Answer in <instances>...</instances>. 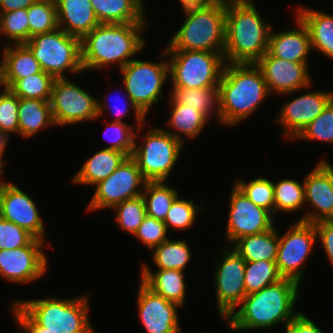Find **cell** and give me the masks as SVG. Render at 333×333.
<instances>
[{
  "label": "cell",
  "instance_id": "8d00e7d4",
  "mask_svg": "<svg viewBox=\"0 0 333 333\" xmlns=\"http://www.w3.org/2000/svg\"><path fill=\"white\" fill-rule=\"evenodd\" d=\"M276 261H254L245 263L244 284L246 295L281 280Z\"/></svg>",
  "mask_w": 333,
  "mask_h": 333
},
{
  "label": "cell",
  "instance_id": "4fadbf2b",
  "mask_svg": "<svg viewBox=\"0 0 333 333\" xmlns=\"http://www.w3.org/2000/svg\"><path fill=\"white\" fill-rule=\"evenodd\" d=\"M145 183L146 180L143 178L137 162L132 156H128L114 172L95 185L96 189L87 211L112 209L127 199L141 196L143 189L139 190V187L145 186Z\"/></svg>",
  "mask_w": 333,
  "mask_h": 333
},
{
  "label": "cell",
  "instance_id": "cb8c5ba5",
  "mask_svg": "<svg viewBox=\"0 0 333 333\" xmlns=\"http://www.w3.org/2000/svg\"><path fill=\"white\" fill-rule=\"evenodd\" d=\"M141 281L154 293L163 296L167 301L182 307L185 303L186 284L184 272L175 269H158L152 272L145 263L141 267Z\"/></svg>",
  "mask_w": 333,
  "mask_h": 333
},
{
  "label": "cell",
  "instance_id": "5bb4252c",
  "mask_svg": "<svg viewBox=\"0 0 333 333\" xmlns=\"http://www.w3.org/2000/svg\"><path fill=\"white\" fill-rule=\"evenodd\" d=\"M221 262L216 264L214 284L217 309L227 319L246 295L244 273L246 261L231 247L223 250Z\"/></svg>",
  "mask_w": 333,
  "mask_h": 333
},
{
  "label": "cell",
  "instance_id": "30bf717a",
  "mask_svg": "<svg viewBox=\"0 0 333 333\" xmlns=\"http://www.w3.org/2000/svg\"><path fill=\"white\" fill-rule=\"evenodd\" d=\"M161 62H149L132 59L120 69L123 76L125 95L128 94L138 108L147 115L162 96V89L169 79V63L164 49Z\"/></svg>",
  "mask_w": 333,
  "mask_h": 333
},
{
  "label": "cell",
  "instance_id": "1f68e13d",
  "mask_svg": "<svg viewBox=\"0 0 333 333\" xmlns=\"http://www.w3.org/2000/svg\"><path fill=\"white\" fill-rule=\"evenodd\" d=\"M170 92V103H181L185 106L196 108L207 119H209L211 115H214V112H216L215 114L217 115L219 122L218 86L195 89L172 88Z\"/></svg>",
  "mask_w": 333,
  "mask_h": 333
},
{
  "label": "cell",
  "instance_id": "836d02e7",
  "mask_svg": "<svg viewBox=\"0 0 333 333\" xmlns=\"http://www.w3.org/2000/svg\"><path fill=\"white\" fill-rule=\"evenodd\" d=\"M191 255V249L186 240L168 239L153 249L152 261L157 269L185 271Z\"/></svg>",
  "mask_w": 333,
  "mask_h": 333
},
{
  "label": "cell",
  "instance_id": "74e56055",
  "mask_svg": "<svg viewBox=\"0 0 333 333\" xmlns=\"http://www.w3.org/2000/svg\"><path fill=\"white\" fill-rule=\"evenodd\" d=\"M55 78L44 71L18 79L9 89L19 98L49 101Z\"/></svg>",
  "mask_w": 333,
  "mask_h": 333
},
{
  "label": "cell",
  "instance_id": "ab89813d",
  "mask_svg": "<svg viewBox=\"0 0 333 333\" xmlns=\"http://www.w3.org/2000/svg\"><path fill=\"white\" fill-rule=\"evenodd\" d=\"M116 211L115 221L122 230L134 236L144 218L147 216L143 196L127 199L113 207Z\"/></svg>",
  "mask_w": 333,
  "mask_h": 333
},
{
  "label": "cell",
  "instance_id": "f6af8a7d",
  "mask_svg": "<svg viewBox=\"0 0 333 333\" xmlns=\"http://www.w3.org/2000/svg\"><path fill=\"white\" fill-rule=\"evenodd\" d=\"M19 97L6 88L0 93V130L9 137L18 135Z\"/></svg>",
  "mask_w": 333,
  "mask_h": 333
},
{
  "label": "cell",
  "instance_id": "ffe728a7",
  "mask_svg": "<svg viewBox=\"0 0 333 333\" xmlns=\"http://www.w3.org/2000/svg\"><path fill=\"white\" fill-rule=\"evenodd\" d=\"M139 319L147 333H180V306L154 293L142 281L137 291Z\"/></svg>",
  "mask_w": 333,
  "mask_h": 333
},
{
  "label": "cell",
  "instance_id": "83f0119b",
  "mask_svg": "<svg viewBox=\"0 0 333 333\" xmlns=\"http://www.w3.org/2000/svg\"><path fill=\"white\" fill-rule=\"evenodd\" d=\"M55 125L49 101L34 98H19L18 135L29 138L42 128Z\"/></svg>",
  "mask_w": 333,
  "mask_h": 333
},
{
  "label": "cell",
  "instance_id": "7402d4cb",
  "mask_svg": "<svg viewBox=\"0 0 333 333\" xmlns=\"http://www.w3.org/2000/svg\"><path fill=\"white\" fill-rule=\"evenodd\" d=\"M298 29L284 30L275 33L270 31L267 52L277 58L296 63H308L307 56L310 54L311 41L308 30L303 22L296 17Z\"/></svg>",
  "mask_w": 333,
  "mask_h": 333
},
{
  "label": "cell",
  "instance_id": "681fc988",
  "mask_svg": "<svg viewBox=\"0 0 333 333\" xmlns=\"http://www.w3.org/2000/svg\"><path fill=\"white\" fill-rule=\"evenodd\" d=\"M12 313L16 325L26 333H50L46 328L39 326L15 301H12Z\"/></svg>",
  "mask_w": 333,
  "mask_h": 333
},
{
  "label": "cell",
  "instance_id": "4316f807",
  "mask_svg": "<svg viewBox=\"0 0 333 333\" xmlns=\"http://www.w3.org/2000/svg\"><path fill=\"white\" fill-rule=\"evenodd\" d=\"M127 156L120 151L100 149L89 157L79 171L73 175L72 182L95 186L107 178L125 160Z\"/></svg>",
  "mask_w": 333,
  "mask_h": 333
},
{
  "label": "cell",
  "instance_id": "816d5d0a",
  "mask_svg": "<svg viewBox=\"0 0 333 333\" xmlns=\"http://www.w3.org/2000/svg\"><path fill=\"white\" fill-rule=\"evenodd\" d=\"M285 333H324L305 313L300 312L286 326Z\"/></svg>",
  "mask_w": 333,
  "mask_h": 333
},
{
  "label": "cell",
  "instance_id": "f1b7e54d",
  "mask_svg": "<svg viewBox=\"0 0 333 333\" xmlns=\"http://www.w3.org/2000/svg\"><path fill=\"white\" fill-rule=\"evenodd\" d=\"M4 62V80L9 89L18 79L42 71L39 61L25 44H8L2 57Z\"/></svg>",
  "mask_w": 333,
  "mask_h": 333
},
{
  "label": "cell",
  "instance_id": "8992f818",
  "mask_svg": "<svg viewBox=\"0 0 333 333\" xmlns=\"http://www.w3.org/2000/svg\"><path fill=\"white\" fill-rule=\"evenodd\" d=\"M88 296L73 299L47 297L15 302L50 333H96L89 321Z\"/></svg>",
  "mask_w": 333,
  "mask_h": 333
},
{
  "label": "cell",
  "instance_id": "5b68a950",
  "mask_svg": "<svg viewBox=\"0 0 333 333\" xmlns=\"http://www.w3.org/2000/svg\"><path fill=\"white\" fill-rule=\"evenodd\" d=\"M184 23L165 50L223 52L226 39V0L182 5Z\"/></svg>",
  "mask_w": 333,
  "mask_h": 333
},
{
  "label": "cell",
  "instance_id": "d6986e66",
  "mask_svg": "<svg viewBox=\"0 0 333 333\" xmlns=\"http://www.w3.org/2000/svg\"><path fill=\"white\" fill-rule=\"evenodd\" d=\"M255 64L262 71L271 94L290 95L312 84L308 63L291 62L266 52Z\"/></svg>",
  "mask_w": 333,
  "mask_h": 333
},
{
  "label": "cell",
  "instance_id": "680465c9",
  "mask_svg": "<svg viewBox=\"0 0 333 333\" xmlns=\"http://www.w3.org/2000/svg\"><path fill=\"white\" fill-rule=\"evenodd\" d=\"M330 224H332L333 225V214H332V216L327 220Z\"/></svg>",
  "mask_w": 333,
  "mask_h": 333
},
{
  "label": "cell",
  "instance_id": "db71d44e",
  "mask_svg": "<svg viewBox=\"0 0 333 333\" xmlns=\"http://www.w3.org/2000/svg\"><path fill=\"white\" fill-rule=\"evenodd\" d=\"M9 140H10V137L6 133H4L0 130V160L3 163H5L4 162L5 160H3L4 150H5L6 145L8 144Z\"/></svg>",
  "mask_w": 333,
  "mask_h": 333
},
{
  "label": "cell",
  "instance_id": "f35d334b",
  "mask_svg": "<svg viewBox=\"0 0 333 333\" xmlns=\"http://www.w3.org/2000/svg\"><path fill=\"white\" fill-rule=\"evenodd\" d=\"M234 185L245 194L255 205L268 210L275 216L274 185L267 177H259L249 180L237 179Z\"/></svg>",
  "mask_w": 333,
  "mask_h": 333
},
{
  "label": "cell",
  "instance_id": "4dcf8cb0",
  "mask_svg": "<svg viewBox=\"0 0 333 333\" xmlns=\"http://www.w3.org/2000/svg\"><path fill=\"white\" fill-rule=\"evenodd\" d=\"M170 105L172 109L167 125L173 130H164L182 143H184L182 137L192 139L200 135L208 119L196 108L181 103H170Z\"/></svg>",
  "mask_w": 333,
  "mask_h": 333
},
{
  "label": "cell",
  "instance_id": "484cf974",
  "mask_svg": "<svg viewBox=\"0 0 333 333\" xmlns=\"http://www.w3.org/2000/svg\"><path fill=\"white\" fill-rule=\"evenodd\" d=\"M100 24L147 23L143 0H90Z\"/></svg>",
  "mask_w": 333,
  "mask_h": 333
},
{
  "label": "cell",
  "instance_id": "ac0fdd59",
  "mask_svg": "<svg viewBox=\"0 0 333 333\" xmlns=\"http://www.w3.org/2000/svg\"><path fill=\"white\" fill-rule=\"evenodd\" d=\"M333 99L331 91H309L281 105L274 123L284 128L283 137L294 140ZM290 101V102H289Z\"/></svg>",
  "mask_w": 333,
  "mask_h": 333
},
{
  "label": "cell",
  "instance_id": "e575fe53",
  "mask_svg": "<svg viewBox=\"0 0 333 333\" xmlns=\"http://www.w3.org/2000/svg\"><path fill=\"white\" fill-rule=\"evenodd\" d=\"M29 40L32 36L56 30L58 27L55 0H36L27 8Z\"/></svg>",
  "mask_w": 333,
  "mask_h": 333
},
{
  "label": "cell",
  "instance_id": "d6a6232c",
  "mask_svg": "<svg viewBox=\"0 0 333 333\" xmlns=\"http://www.w3.org/2000/svg\"><path fill=\"white\" fill-rule=\"evenodd\" d=\"M142 188L147 215L164 221L173 201L179 196L177 189L167 186L165 181H146Z\"/></svg>",
  "mask_w": 333,
  "mask_h": 333
},
{
  "label": "cell",
  "instance_id": "8fae6325",
  "mask_svg": "<svg viewBox=\"0 0 333 333\" xmlns=\"http://www.w3.org/2000/svg\"><path fill=\"white\" fill-rule=\"evenodd\" d=\"M98 99L68 78H55L49 100L55 126L98 118Z\"/></svg>",
  "mask_w": 333,
  "mask_h": 333
},
{
  "label": "cell",
  "instance_id": "d590c367",
  "mask_svg": "<svg viewBox=\"0 0 333 333\" xmlns=\"http://www.w3.org/2000/svg\"><path fill=\"white\" fill-rule=\"evenodd\" d=\"M275 214L277 210L283 212H295L305 207L304 183L294 179H282L274 183Z\"/></svg>",
  "mask_w": 333,
  "mask_h": 333
},
{
  "label": "cell",
  "instance_id": "7bdbcfd3",
  "mask_svg": "<svg viewBox=\"0 0 333 333\" xmlns=\"http://www.w3.org/2000/svg\"><path fill=\"white\" fill-rule=\"evenodd\" d=\"M316 140L333 144V99L294 140Z\"/></svg>",
  "mask_w": 333,
  "mask_h": 333
},
{
  "label": "cell",
  "instance_id": "52a82bcc",
  "mask_svg": "<svg viewBox=\"0 0 333 333\" xmlns=\"http://www.w3.org/2000/svg\"><path fill=\"white\" fill-rule=\"evenodd\" d=\"M25 45L39 61L42 71L54 78H69L67 73H82L81 39L67 34L61 28L37 34Z\"/></svg>",
  "mask_w": 333,
  "mask_h": 333
},
{
  "label": "cell",
  "instance_id": "277c9868",
  "mask_svg": "<svg viewBox=\"0 0 333 333\" xmlns=\"http://www.w3.org/2000/svg\"><path fill=\"white\" fill-rule=\"evenodd\" d=\"M252 0H226L225 63H256L268 50L272 25Z\"/></svg>",
  "mask_w": 333,
  "mask_h": 333
},
{
  "label": "cell",
  "instance_id": "bcb514c9",
  "mask_svg": "<svg viewBox=\"0 0 333 333\" xmlns=\"http://www.w3.org/2000/svg\"><path fill=\"white\" fill-rule=\"evenodd\" d=\"M167 232V227L163 221L147 215L134 236L151 251L162 242L168 240Z\"/></svg>",
  "mask_w": 333,
  "mask_h": 333
},
{
  "label": "cell",
  "instance_id": "9f6ffc18",
  "mask_svg": "<svg viewBox=\"0 0 333 333\" xmlns=\"http://www.w3.org/2000/svg\"><path fill=\"white\" fill-rule=\"evenodd\" d=\"M209 0H179L181 6L186 4H196V3H203Z\"/></svg>",
  "mask_w": 333,
  "mask_h": 333
},
{
  "label": "cell",
  "instance_id": "c3c4849f",
  "mask_svg": "<svg viewBox=\"0 0 333 333\" xmlns=\"http://www.w3.org/2000/svg\"><path fill=\"white\" fill-rule=\"evenodd\" d=\"M123 99H124L123 103H125V104L121 103L120 106H122V108L119 105H114L113 109H110L113 112L112 114H115V115H113V117L116 116L115 119L112 120V122L125 123L122 119L124 116L128 115L130 108H132V110L134 111V114H135L134 117H135V121H136V124H134V125L137 126L136 127V130H138L137 133H140L145 126L144 123L146 122V119H145L146 115L131 100V98L128 94ZM126 99L128 100L127 103H126ZM117 102H118V100H117ZM97 103H98V118H101V116L103 117V115H102L103 112L106 109H108L107 106L109 107V105H108L109 102H108V100H106L105 102L98 101ZM118 104H120V101Z\"/></svg>",
  "mask_w": 333,
  "mask_h": 333
},
{
  "label": "cell",
  "instance_id": "7dc6e473",
  "mask_svg": "<svg viewBox=\"0 0 333 333\" xmlns=\"http://www.w3.org/2000/svg\"><path fill=\"white\" fill-rule=\"evenodd\" d=\"M34 239L27 230L0 217V250L21 248Z\"/></svg>",
  "mask_w": 333,
  "mask_h": 333
},
{
  "label": "cell",
  "instance_id": "7a4b0ae2",
  "mask_svg": "<svg viewBox=\"0 0 333 333\" xmlns=\"http://www.w3.org/2000/svg\"><path fill=\"white\" fill-rule=\"evenodd\" d=\"M218 90L219 123L229 127L251 117L271 96L255 63H225Z\"/></svg>",
  "mask_w": 333,
  "mask_h": 333
},
{
  "label": "cell",
  "instance_id": "6da1fadb",
  "mask_svg": "<svg viewBox=\"0 0 333 333\" xmlns=\"http://www.w3.org/2000/svg\"><path fill=\"white\" fill-rule=\"evenodd\" d=\"M300 284L282 278L260 291L245 295L239 308L226 319L231 330H267L276 324L285 326L300 312L296 311Z\"/></svg>",
  "mask_w": 333,
  "mask_h": 333
},
{
  "label": "cell",
  "instance_id": "60d3db41",
  "mask_svg": "<svg viewBox=\"0 0 333 333\" xmlns=\"http://www.w3.org/2000/svg\"><path fill=\"white\" fill-rule=\"evenodd\" d=\"M0 34L8 37L9 44H25L29 41L27 9L0 12Z\"/></svg>",
  "mask_w": 333,
  "mask_h": 333
},
{
  "label": "cell",
  "instance_id": "f907efd6",
  "mask_svg": "<svg viewBox=\"0 0 333 333\" xmlns=\"http://www.w3.org/2000/svg\"><path fill=\"white\" fill-rule=\"evenodd\" d=\"M317 239L320 241L328 260L333 266V225L328 221L314 223Z\"/></svg>",
  "mask_w": 333,
  "mask_h": 333
},
{
  "label": "cell",
  "instance_id": "ee69618b",
  "mask_svg": "<svg viewBox=\"0 0 333 333\" xmlns=\"http://www.w3.org/2000/svg\"><path fill=\"white\" fill-rule=\"evenodd\" d=\"M202 208H198L194 205V202L190 199L189 201L186 199H180L178 196L172 203L171 208L167 212L165 220L163 221L169 230V226L171 228L177 230H186L187 228L194 225L198 210Z\"/></svg>",
  "mask_w": 333,
  "mask_h": 333
},
{
  "label": "cell",
  "instance_id": "9c48e42d",
  "mask_svg": "<svg viewBox=\"0 0 333 333\" xmlns=\"http://www.w3.org/2000/svg\"><path fill=\"white\" fill-rule=\"evenodd\" d=\"M144 136L140 144L135 140L132 157L146 181H167L184 143L159 127L149 129Z\"/></svg>",
  "mask_w": 333,
  "mask_h": 333
},
{
  "label": "cell",
  "instance_id": "e0dca14e",
  "mask_svg": "<svg viewBox=\"0 0 333 333\" xmlns=\"http://www.w3.org/2000/svg\"><path fill=\"white\" fill-rule=\"evenodd\" d=\"M36 202L14 183L0 184V217L27 230L35 238L46 241L44 222Z\"/></svg>",
  "mask_w": 333,
  "mask_h": 333
},
{
  "label": "cell",
  "instance_id": "b9f144b4",
  "mask_svg": "<svg viewBox=\"0 0 333 333\" xmlns=\"http://www.w3.org/2000/svg\"><path fill=\"white\" fill-rule=\"evenodd\" d=\"M134 125H128L127 123L112 122L107 123L104 131V137L107 138L110 146H106V149H112L123 152L127 157L132 156L134 151L135 140L139 138ZM107 135V136H106Z\"/></svg>",
  "mask_w": 333,
  "mask_h": 333
},
{
  "label": "cell",
  "instance_id": "6f0895ef",
  "mask_svg": "<svg viewBox=\"0 0 333 333\" xmlns=\"http://www.w3.org/2000/svg\"><path fill=\"white\" fill-rule=\"evenodd\" d=\"M3 170H4V163L0 160V177L3 175ZM2 174V175H1ZM4 180H0V184H2Z\"/></svg>",
  "mask_w": 333,
  "mask_h": 333
},
{
  "label": "cell",
  "instance_id": "9a60e30c",
  "mask_svg": "<svg viewBox=\"0 0 333 333\" xmlns=\"http://www.w3.org/2000/svg\"><path fill=\"white\" fill-rule=\"evenodd\" d=\"M230 193L226 240L232 244L247 235L259 234L274 226V216L265 208L255 205L234 184Z\"/></svg>",
  "mask_w": 333,
  "mask_h": 333
},
{
  "label": "cell",
  "instance_id": "44dd1931",
  "mask_svg": "<svg viewBox=\"0 0 333 333\" xmlns=\"http://www.w3.org/2000/svg\"><path fill=\"white\" fill-rule=\"evenodd\" d=\"M318 162L303 179L305 202L315 211L308 210L300 221L313 224L327 221L333 214V166L326 159Z\"/></svg>",
  "mask_w": 333,
  "mask_h": 333
},
{
  "label": "cell",
  "instance_id": "3957f363",
  "mask_svg": "<svg viewBox=\"0 0 333 333\" xmlns=\"http://www.w3.org/2000/svg\"><path fill=\"white\" fill-rule=\"evenodd\" d=\"M146 23L99 24L81 39L83 70L124 67L145 48ZM142 32V33H141Z\"/></svg>",
  "mask_w": 333,
  "mask_h": 333
},
{
  "label": "cell",
  "instance_id": "d4e9b609",
  "mask_svg": "<svg viewBox=\"0 0 333 333\" xmlns=\"http://www.w3.org/2000/svg\"><path fill=\"white\" fill-rule=\"evenodd\" d=\"M299 6L296 13L306 26L312 50H318L333 60V16L326 12Z\"/></svg>",
  "mask_w": 333,
  "mask_h": 333
},
{
  "label": "cell",
  "instance_id": "2e32d148",
  "mask_svg": "<svg viewBox=\"0 0 333 333\" xmlns=\"http://www.w3.org/2000/svg\"><path fill=\"white\" fill-rule=\"evenodd\" d=\"M45 241L35 238L29 245L0 250V275L11 283L28 284L45 274L48 259Z\"/></svg>",
  "mask_w": 333,
  "mask_h": 333
},
{
  "label": "cell",
  "instance_id": "f546056e",
  "mask_svg": "<svg viewBox=\"0 0 333 333\" xmlns=\"http://www.w3.org/2000/svg\"><path fill=\"white\" fill-rule=\"evenodd\" d=\"M273 226L270 230L253 235H247L236 240L233 249L246 261H276L279 233Z\"/></svg>",
  "mask_w": 333,
  "mask_h": 333
},
{
  "label": "cell",
  "instance_id": "f5cc1de1",
  "mask_svg": "<svg viewBox=\"0 0 333 333\" xmlns=\"http://www.w3.org/2000/svg\"><path fill=\"white\" fill-rule=\"evenodd\" d=\"M36 0H0V12L27 9Z\"/></svg>",
  "mask_w": 333,
  "mask_h": 333
},
{
  "label": "cell",
  "instance_id": "ba28073f",
  "mask_svg": "<svg viewBox=\"0 0 333 333\" xmlns=\"http://www.w3.org/2000/svg\"><path fill=\"white\" fill-rule=\"evenodd\" d=\"M172 88L218 86L225 66L223 52L165 50Z\"/></svg>",
  "mask_w": 333,
  "mask_h": 333
},
{
  "label": "cell",
  "instance_id": "11a10c76",
  "mask_svg": "<svg viewBox=\"0 0 333 333\" xmlns=\"http://www.w3.org/2000/svg\"><path fill=\"white\" fill-rule=\"evenodd\" d=\"M2 61H0V90L2 91L5 90L6 84H5V80H4V62H3V58L1 59ZM3 87V88H2Z\"/></svg>",
  "mask_w": 333,
  "mask_h": 333
},
{
  "label": "cell",
  "instance_id": "603a6c76",
  "mask_svg": "<svg viewBox=\"0 0 333 333\" xmlns=\"http://www.w3.org/2000/svg\"><path fill=\"white\" fill-rule=\"evenodd\" d=\"M55 2L58 27L69 35L82 39L100 24L90 0H55Z\"/></svg>",
  "mask_w": 333,
  "mask_h": 333
},
{
  "label": "cell",
  "instance_id": "7c38bea8",
  "mask_svg": "<svg viewBox=\"0 0 333 333\" xmlns=\"http://www.w3.org/2000/svg\"><path fill=\"white\" fill-rule=\"evenodd\" d=\"M317 241L315 225L300 220L294 222L283 235L279 233L276 265L280 276L300 284L304 263Z\"/></svg>",
  "mask_w": 333,
  "mask_h": 333
}]
</instances>
